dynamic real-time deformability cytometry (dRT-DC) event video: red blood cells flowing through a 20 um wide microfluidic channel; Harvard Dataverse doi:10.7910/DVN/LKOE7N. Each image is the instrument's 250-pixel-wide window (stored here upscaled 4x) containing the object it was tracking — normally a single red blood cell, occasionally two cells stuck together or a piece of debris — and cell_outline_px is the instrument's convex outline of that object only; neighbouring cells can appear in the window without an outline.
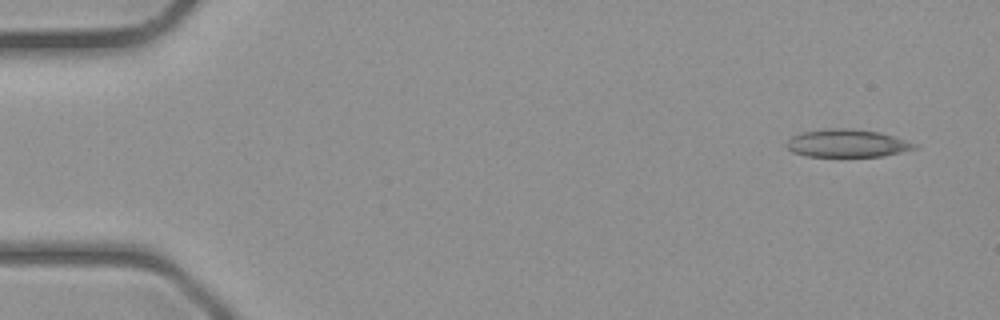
{"species": "common noctule bat (a hibernating species)", "species_latin": "Nyctalus noctula", "temperature_condition": "room temperature", "stored_images_in_passage": 3, "camera_frame_rate_fps": 3000, "um_per_image_px": 0.085, "animal": {"sex": "male", "body_mass_g": 23.1, "forearm_length_mm": 52.7}, "frame": {"image": 1, "passage_image": 1, "time_ms": 0.0, "image_size_px": [1000, 320], "cell_outline_px": [[920, 148], [884, 156], [808, 156], [792, 152], [784, 144], [792, 136], [804, 132], [828, 128], [848, 128], [880, 132], [908, 140], [920, 144]], "centroid_in_image_um": [72.08, 12.18], "position_along_channel_um": 12.9, "area_um2": 20.92}}
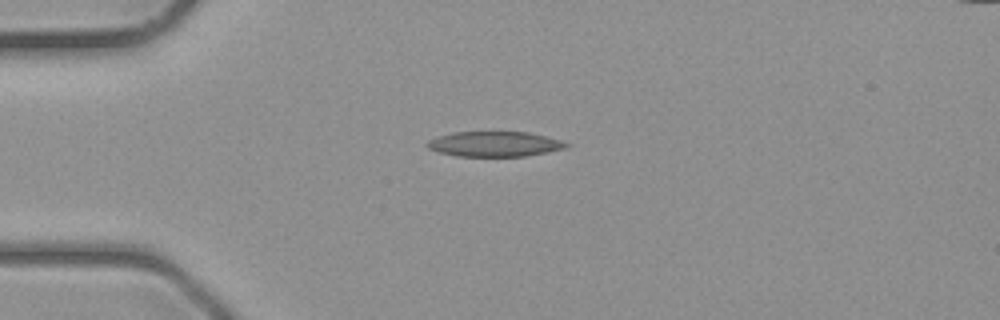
{"frame": {"image": 2, "passage_image": 3, "time_ms": 0.667, "image_size_px": [1000, 320], "cell_outline_px": [[572, 144], [568, 148], [548, 152], [524, 156], [456, 156], [440, 152], [428, 148], [424, 144], [428, 140], [436, 136], [452, 132], [528, 132], [548, 136]], "centroid_in_image_um": [42.06, 12.23], "position_along_channel_um": 42.9, "area_um2": 20.58}}